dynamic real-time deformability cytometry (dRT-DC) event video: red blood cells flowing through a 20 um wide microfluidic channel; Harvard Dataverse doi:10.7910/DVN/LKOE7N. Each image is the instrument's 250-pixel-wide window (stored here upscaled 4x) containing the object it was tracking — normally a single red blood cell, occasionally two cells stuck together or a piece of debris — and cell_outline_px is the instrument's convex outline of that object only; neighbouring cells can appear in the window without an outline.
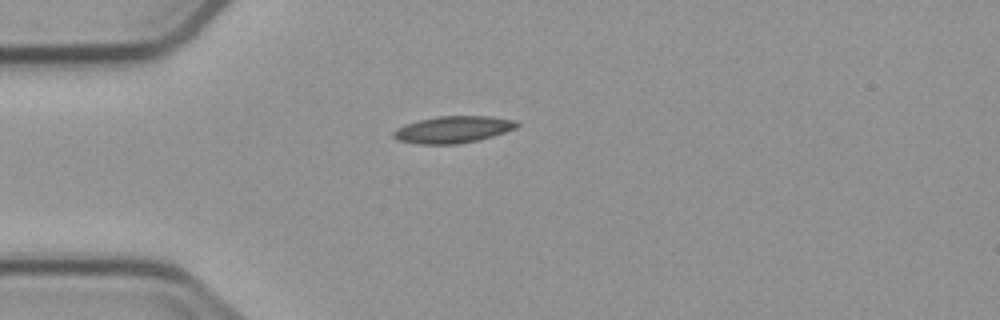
{"species": "common noctule bat (a hibernating species)", "species_latin": "Nyctalus noctula", "temperature_condition": "cold", "stored_images_in_passage": 3, "camera_frame_rate_fps": 3000, "um_per_image_px": 0.085, "animal": {"sex": "male", "body_mass_g": 23.1, "forearm_length_mm": 52.7}, "frame": {"image": 1, "passage_image": 1, "time_ms": 0.0, "image_size_px": [1000, 320], "cell_outline_px": [[520, 124], [516, 128], [492, 136], [460, 144], [420, 144], [400, 140], [392, 136], [392, 132], [396, 128], [404, 124], [416, 120], [436, 116], [488, 116], [516, 120]], "centroid_in_image_um": [38.48, 11.0], "position_along_channel_um": 46.5, "area_um2": 19.36}}